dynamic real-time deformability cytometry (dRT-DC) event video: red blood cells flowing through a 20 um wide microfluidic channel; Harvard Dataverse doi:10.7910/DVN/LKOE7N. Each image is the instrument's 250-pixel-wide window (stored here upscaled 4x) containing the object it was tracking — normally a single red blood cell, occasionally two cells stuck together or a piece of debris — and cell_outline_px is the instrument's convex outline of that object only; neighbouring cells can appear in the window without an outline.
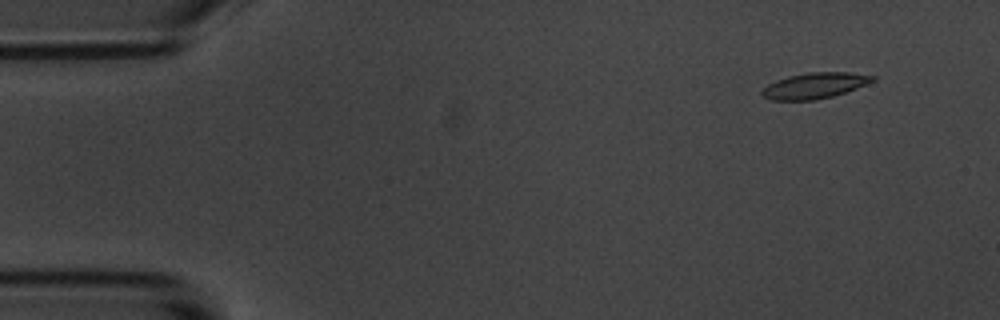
{"species": "common noctule bat (a hibernating species)", "species_latin": "Nyctalus noctula", "temperature_condition": "room temperature", "stored_images_in_passage": 56, "camera_frame_rate_fps": 3000, "um_per_image_px": 0.085, "animal": {"sex": "male", "body_mass_g": 20.1, "forearm_length_mm": 53.5}, "frame": {"image": 1, "passage_image": 5, "time_ms": 1.333, "image_size_px": [1000, 320], "cell_outline_px": [[876, 80], [856, 88], [832, 96], [812, 100], [772, 100], [764, 96], [760, 92], [768, 84], [776, 80], [788, 76], [808, 72], [848, 72], [876, 76]], "centroid_in_image_um": [69.25, 7.26], "position_along_channel_um": 15.8, "area_um2": 16.47}}
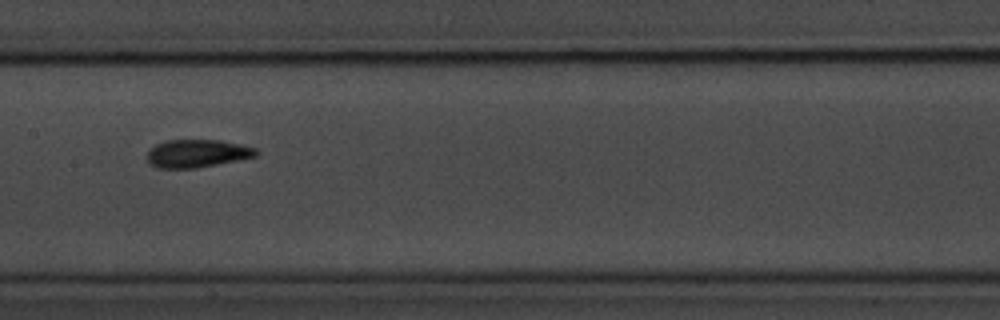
{"frame": {"image": 2, "passage_image": 28, "time_ms": 9.0, "image_size_px": [1000, 320], "cell_outline_px": [[260, 152], [256, 156], [196, 168], [156, 168], [148, 160], [148, 152], [156, 144], [164, 140], [220, 140], [240, 144], [256, 148]], "centroid_in_image_um": [16.77, 13.03], "position_along_channel_um": 190.6, "area_um2": 17.57}}
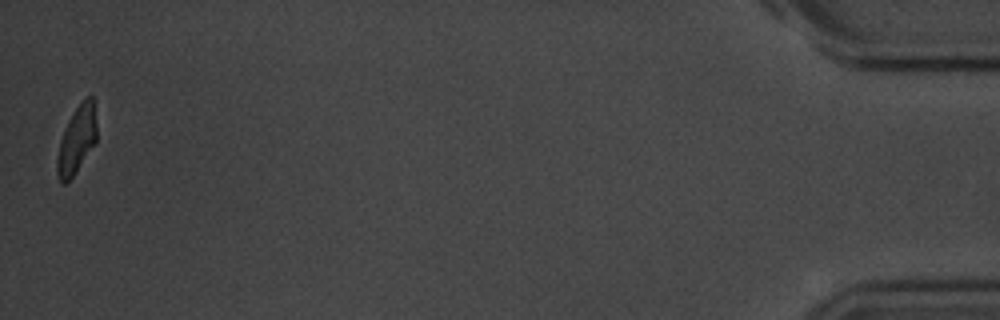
{"frame": {"image": 3, "passage_image": 56, "time_ms": 18.333, "image_size_px": [1000, 320], "cell_outline_px": [[96, 144], [72, 176], [64, 184], [60, 184], [56, 172], [56, 160], [60, 140], [80, 100], [88, 96], [92, 96], [96, 124]], "centroid_in_image_um": [6.52, 11.92], "position_along_channel_um": 428.7, "area_um2": 15.32}, "authors_computed_cell_mechanics": {"area_um2": 16.9065, "velocity_mm_per_s": 3.5546, "shape_relaxation_time_tau1_ms": 3.9013, "shape_relaxation_time_tau2_ms": 2.1316, "deformation_change_tau1": 0.1721, "deformation_change_tau2": 0.0948}}